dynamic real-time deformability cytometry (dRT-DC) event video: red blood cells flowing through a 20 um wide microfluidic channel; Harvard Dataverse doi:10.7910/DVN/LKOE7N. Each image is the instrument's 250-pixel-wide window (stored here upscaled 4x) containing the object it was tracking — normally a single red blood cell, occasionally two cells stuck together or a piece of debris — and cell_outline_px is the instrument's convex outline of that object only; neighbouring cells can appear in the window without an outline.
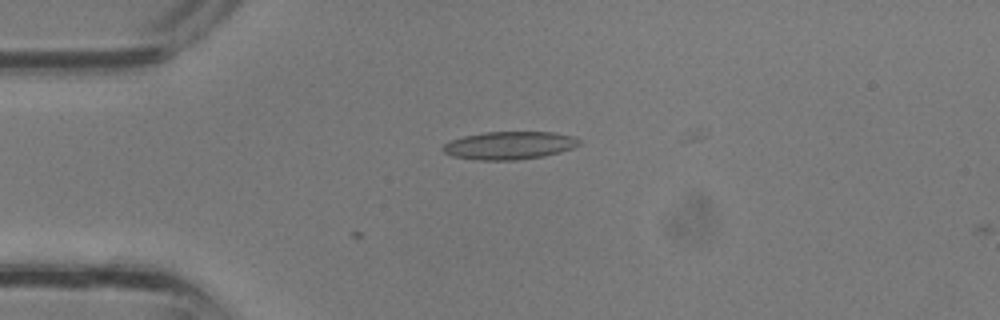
{"species": "common noctule bat (a hibernating species)", "species_latin": "Nyctalus noctula", "temperature_condition": "room temperature", "stored_images_in_passage": 9, "camera_frame_rate_fps": 3000, "um_per_image_px": 0.085, "animal": {"sex": "male", "body_mass_g": 13.3}, "frame": {"image": 1, "passage_image": 9, "time_ms": 2.667, "image_size_px": [1000, 320], "cell_outline_px": [[580, 144], [572, 148], [560, 152], [544, 156], [516, 160], [476, 160], [452, 156], [444, 152], [440, 148], [444, 144], [452, 140], [464, 136], [484, 132], [556, 132], [572, 136], [580, 140]], "centroid_in_image_um": [43.28, 12.36], "position_along_channel_um": 41.7, "area_um2": 22.2}}